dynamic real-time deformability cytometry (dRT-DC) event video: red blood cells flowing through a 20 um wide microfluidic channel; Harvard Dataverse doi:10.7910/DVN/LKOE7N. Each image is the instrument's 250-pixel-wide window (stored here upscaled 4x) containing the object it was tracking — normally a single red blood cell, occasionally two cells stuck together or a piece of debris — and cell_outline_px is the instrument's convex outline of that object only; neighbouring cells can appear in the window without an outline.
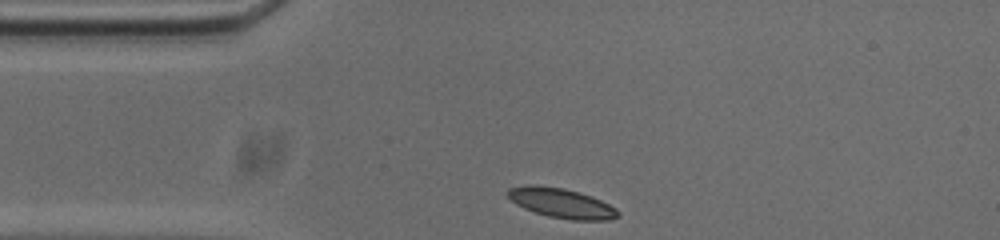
{"species": "common noctule bat (a hibernating species)", "species_latin": "Nyctalus noctula", "temperature_condition": "cold", "stored_images_in_passage": 32, "camera_frame_rate_fps": 3000, "um_per_image_px": 0.085, "animal": {"sex": "male", "body_mass_g": 20.0, "forearm_length_mm": 53.3}, "frame": {"image": 1, "passage_image": 1, "time_ms": 0.0, "image_size_px": [1000, 240], "cell_outline_px": [[620, 216], [612, 220], [572, 220], [548, 216], [524, 208], [516, 204], [508, 196], [508, 188], [528, 184], [536, 184], [564, 188], [592, 196], [616, 208], [620, 212]], "centroid_in_image_um": [47.75, 17.26], "position_along_channel_um": 37.3, "area_um2": 19.13}}
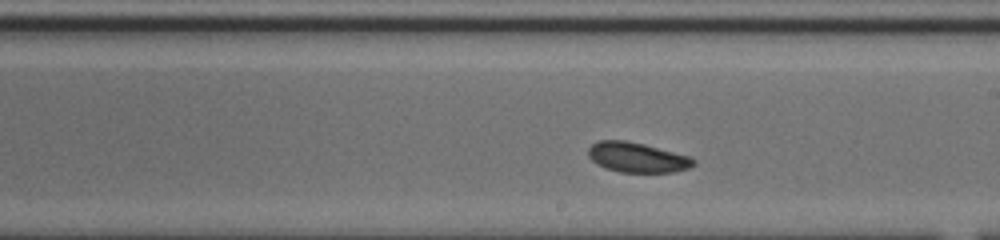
{"frame": {"image": 2, "passage_image": 19, "time_ms": 6.0, "image_size_px": [1000, 240], "cell_outline_px": [[696, 164], [688, 168], [676, 172], [620, 172], [604, 168], [596, 164], [588, 156], [588, 148], [592, 144], [600, 140], [624, 140], [644, 144], [688, 156], [696, 160]], "centroid_in_image_um": [54.13, 13.38], "position_along_channel_um": 234.9, "area_um2": 18.38}}
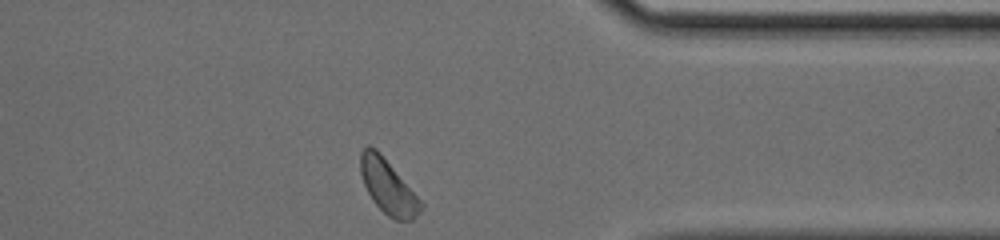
{"frame": {"image": 3, "passage_image": 32, "time_ms": 10.333, "image_size_px": [1000, 240], "cell_outline_px": [[424, 208], [412, 220], [396, 220], [388, 216], [372, 200], [364, 184], [360, 172], [360, 152], [368, 144], [376, 148], [380, 152], [424, 204]], "centroid_in_image_um": [32.98, 15.85], "position_along_channel_um": 378.4, "area_um2": 18.96}, "authors_computed_cell_mechanics": {"area_um2": 18.6116, "velocity_mm_per_s": 3.6583, "shape_relaxation_time_tau1_ms": 3.0089, "shape_relaxation_time_tau2_ms": null, "deformation_change_tau1": 0.0604, "deformation_change_tau2": null}}